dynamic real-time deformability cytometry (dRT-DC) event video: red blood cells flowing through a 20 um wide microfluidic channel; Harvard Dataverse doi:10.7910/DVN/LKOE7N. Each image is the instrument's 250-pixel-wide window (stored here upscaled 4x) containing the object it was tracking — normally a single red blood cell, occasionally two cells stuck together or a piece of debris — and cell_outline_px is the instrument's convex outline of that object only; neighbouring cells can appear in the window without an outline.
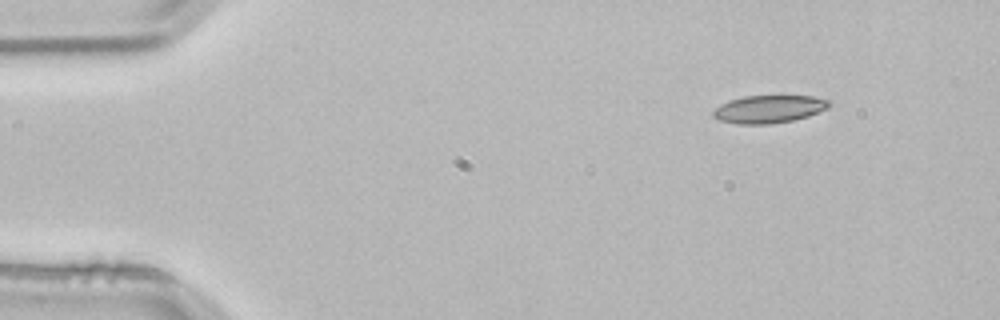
{"species": "common noctule bat (a hibernating species)", "species_latin": "Nyctalus noctula", "temperature_condition": "room temperature", "stored_images_in_passage": 4, "camera_frame_rate_fps": 3000, "um_per_image_px": 0.085, "animal": {"sex": "male", "body_mass_g": 21.5, "forearm_length_mm": 52.0}, "frame": {"image": 1, "passage_image": 1, "time_ms": 0.0, "image_size_px": [1000, 320], "cell_outline_px": [[832, 104], [828, 108], [808, 116], [792, 120], [772, 124], [736, 124], [720, 120], [712, 116], [712, 112], [720, 104], [728, 100], [744, 96], [812, 96], [832, 100]], "centroid_in_image_um": [65.37, 9.27], "position_along_channel_um": 19.6, "area_um2": 18.9}}
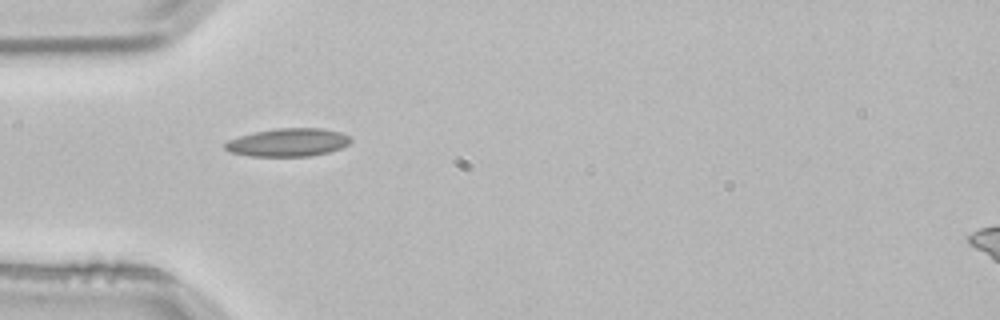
{"frame": {"image": 2, "passage_image": 3, "time_ms": 0.667, "image_size_px": [1000, 320], "cell_outline_px": [[352, 140], [348, 144], [340, 148], [328, 152], [312, 156], [248, 156], [232, 152], [224, 148], [224, 144], [228, 140], [240, 136], [256, 132], [276, 128], [324, 128], [340, 132], [348, 136]], "centroid_in_image_um": [24.49, 12.1], "position_along_channel_um": 60.5, "area_um2": 20.46}}